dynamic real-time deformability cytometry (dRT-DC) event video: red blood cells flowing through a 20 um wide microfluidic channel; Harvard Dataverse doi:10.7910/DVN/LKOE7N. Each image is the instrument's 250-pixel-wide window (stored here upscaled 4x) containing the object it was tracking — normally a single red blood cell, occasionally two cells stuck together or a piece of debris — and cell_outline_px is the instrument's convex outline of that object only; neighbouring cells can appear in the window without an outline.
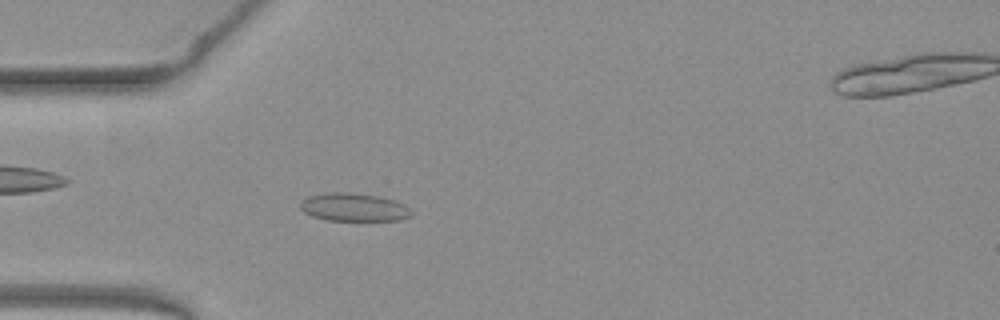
{"species": "common noctule bat (a hibernating species)", "species_latin": "Nyctalus noctula", "temperature_condition": "warm", "stored_images_in_passage": 41, "camera_frame_rate_fps": 3000, "um_per_image_px": 0.085, "animal": {"sex": "female", "body_mass_g": 19.3, "forearm_length_mm": 54.1}, "frame": {"image": 1, "passage_image": 5, "time_ms": 1.333, "image_size_px": [1000, 320], "cell_outline_px": [[412, 216], [400, 220], [328, 220], [312, 216], [304, 212], [300, 208], [300, 204], [308, 196], [324, 192], [344, 192], [380, 196], [404, 204], [412, 212]], "centroid_in_image_um": [30.07, 17.61], "position_along_channel_um": 54.9, "area_um2": 18.09}}
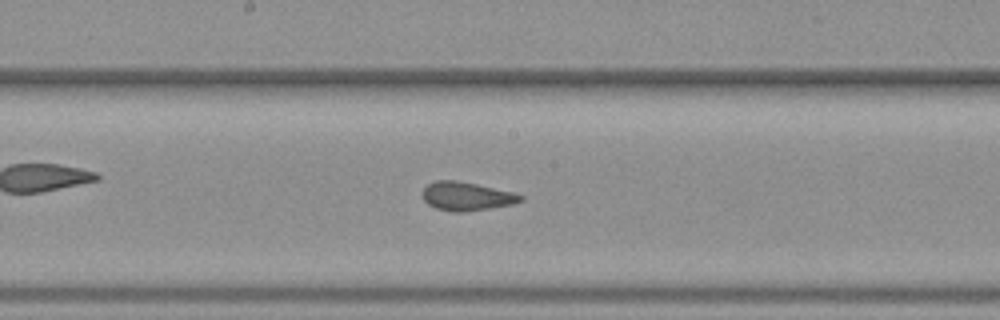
{"frame": {"image": 2, "passage_image": 17, "time_ms": 5.333, "image_size_px": [1000, 320], "cell_outline_px": [[524, 200], [512, 204], [464, 212], [452, 212], [436, 208], [428, 204], [424, 200], [424, 188], [428, 184], [436, 180], [456, 180], [476, 184], [512, 192], [524, 196]], "centroid_in_image_um": [39.66, 16.68], "position_along_channel_um": 208.5, "area_um2": 16.13}}
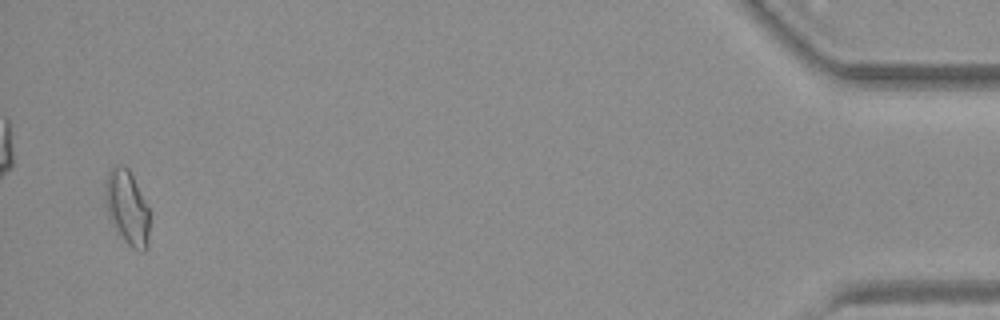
{"frame": {"image": 3, "passage_image": 40, "time_ms": 13.0, "image_size_px": [1000, 320], "cell_outline_px": [[148, 248], [144, 252], [140, 252], [132, 248], [116, 236], [108, 216], [104, 200], [104, 188], [108, 168], [116, 164], [120, 164], [128, 168], [148, 208]], "centroid_in_image_um": [10.75, 17.68], "position_along_channel_um": 424.5, "area_um2": 19.77}, "authors_computed_cell_mechanics": {"area_um2": 16.8776, "velocity_mm_per_s": 3.977, "shape_relaxation_time_tau1_ms": null, "shape_relaxation_time_tau2_ms": 0.8535, "deformation_change_tau1": null, "deformation_change_tau2": 0.0731}}